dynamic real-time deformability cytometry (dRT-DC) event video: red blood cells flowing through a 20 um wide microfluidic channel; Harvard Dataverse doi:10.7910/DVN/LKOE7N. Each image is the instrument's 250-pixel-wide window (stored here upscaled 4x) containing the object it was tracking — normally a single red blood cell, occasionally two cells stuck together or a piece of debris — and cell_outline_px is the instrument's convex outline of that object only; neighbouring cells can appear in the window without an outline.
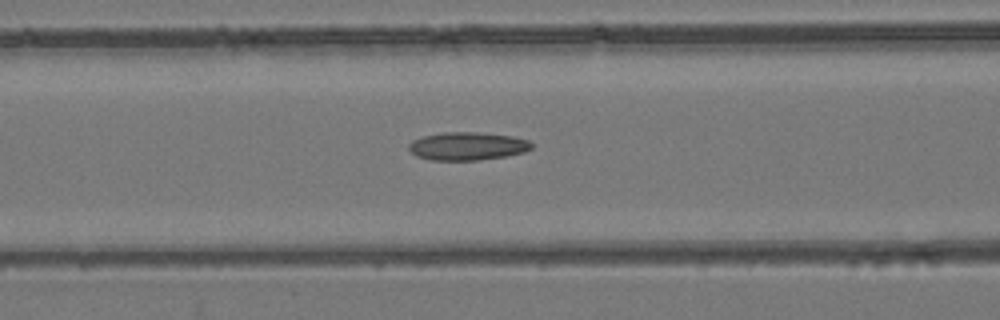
{"species": "common noctule bat (a hibernating species)", "species_latin": "Nyctalus noctula", "temperature_condition": "room temperature", "stored_images_in_passage": 37, "camera_frame_rate_fps": 3000, "um_per_image_px": 0.085, "animal": {"sex": "female", "body_mass_g": 24.6, "forearm_length_mm": 56.2}, "frame": {"image": 1, "passage_image": 6, "time_ms": 1.667, "image_size_px": [1000, 320], "cell_outline_px": [[532, 148], [524, 152], [508, 156], [480, 160], [432, 160], [416, 156], [408, 148], [408, 144], [412, 140], [424, 136], [444, 132], [480, 132], [512, 136], [528, 140], [532, 144]], "centroid_in_image_um": [39.74, 12.42], "position_along_channel_um": 126.9, "area_um2": 20.17}}
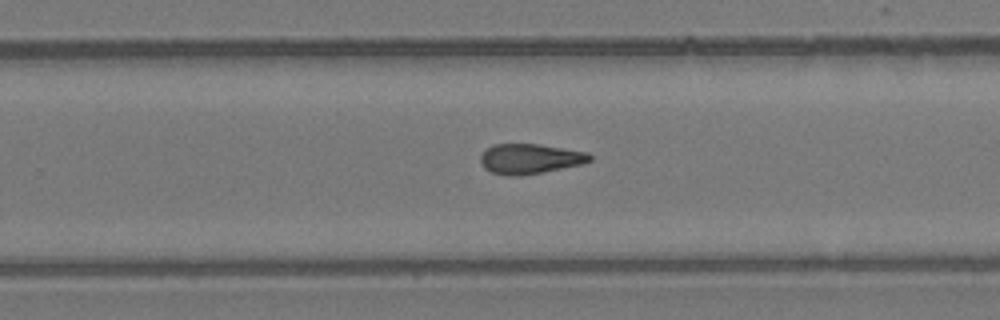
{"frame": {"image": 2, "passage_image": 18, "time_ms": 5.667, "image_size_px": [1000, 320], "cell_outline_px": [[592, 160], [584, 164], [544, 172], [520, 176], [504, 176], [492, 172], [484, 168], [480, 164], [480, 156], [492, 144], [540, 144], [588, 152], [592, 156]], "centroid_in_image_um": [45.06, 13.51], "position_along_channel_um": 284.7, "area_um2": 19.42}}
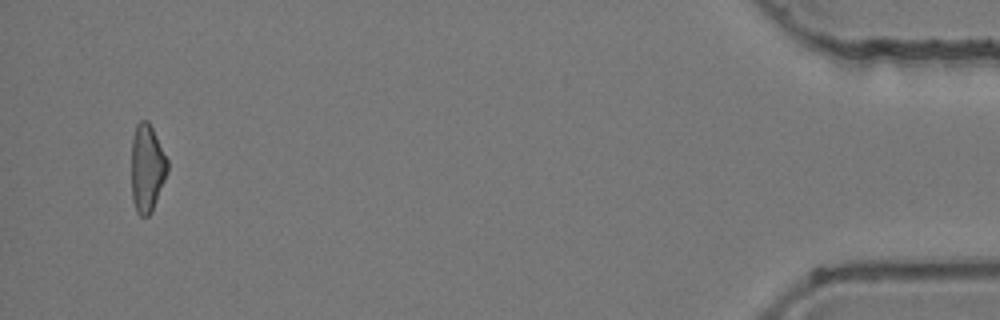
{"frame": {"image": 3, "passage_image": 35, "time_ms": 11.333, "image_size_px": [1000, 320], "cell_outline_px": [[168, 172], [152, 212], [148, 216], [140, 216], [136, 212], [132, 200], [132, 136], [136, 124], [140, 120], [148, 120], [168, 160]], "centroid_in_image_um": [12.49, 14.3], "position_along_channel_um": 422.7, "area_um2": 18.55}, "authors_computed_cell_mechanics": {"area_um2": 19.4208, "velocity_mm_per_s": 3.951, "shape_relaxation_time_tau1_ms": null, "shape_relaxation_time_tau2_ms": 8.7543, "deformation_change_tau1": null, "deformation_change_tau2": 0.2216}}